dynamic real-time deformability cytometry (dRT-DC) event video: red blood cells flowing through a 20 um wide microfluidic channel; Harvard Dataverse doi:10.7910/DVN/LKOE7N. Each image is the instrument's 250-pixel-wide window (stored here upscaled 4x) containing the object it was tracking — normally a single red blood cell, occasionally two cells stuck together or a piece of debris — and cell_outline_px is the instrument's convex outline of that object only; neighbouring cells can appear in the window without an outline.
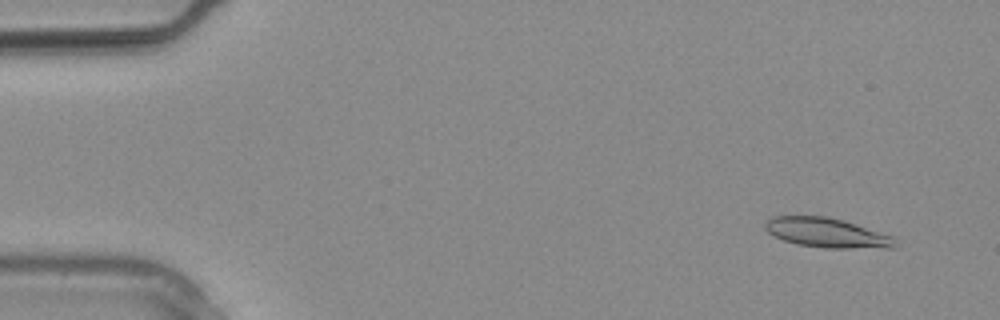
{"species": "common noctule bat (a hibernating species)", "species_latin": "Nyctalus noctula", "temperature_condition": "warm", "stored_images_in_passage": 27, "camera_frame_rate_fps": 3000, "um_per_image_px": 0.085, "animal": {"sex": "male", "body_mass_g": 20.4}, "frame": {"image": 1, "passage_image": 2, "time_ms": 0.333, "image_size_px": [1000, 320], "cell_outline_px": [[896, 248], [824, 248], [796, 244], [784, 240], [768, 232], [764, 228], [764, 224], [768, 220], [776, 216], [828, 216], [844, 220], [892, 236], [896, 240]], "centroid_in_image_um": [70.31, 19.79], "position_along_channel_um": 14.7, "area_um2": 22.37}}
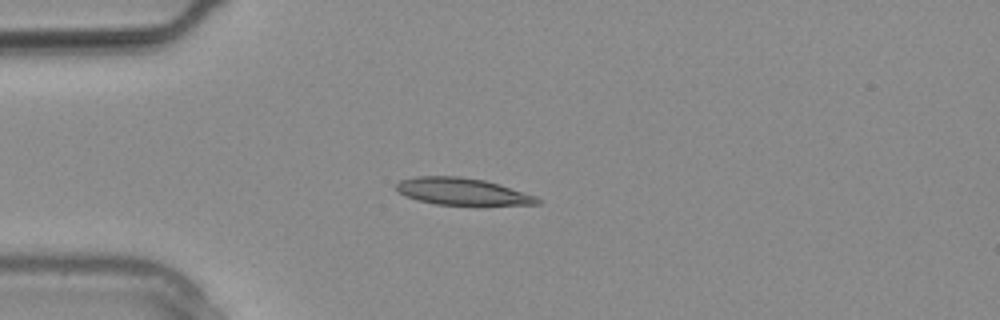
{"frame": {"image": 2, "passage_image": 7, "time_ms": 2.0, "image_size_px": [1000, 320], "cell_outline_px": [[544, 200], [540, 204], [436, 204], [404, 196], [396, 188], [396, 184], [400, 180], [416, 176], [456, 176], [484, 180], [500, 184], [536, 196]], "centroid_in_image_um": [39.3, 16.26], "position_along_channel_um": 45.7, "area_um2": 21.85}}
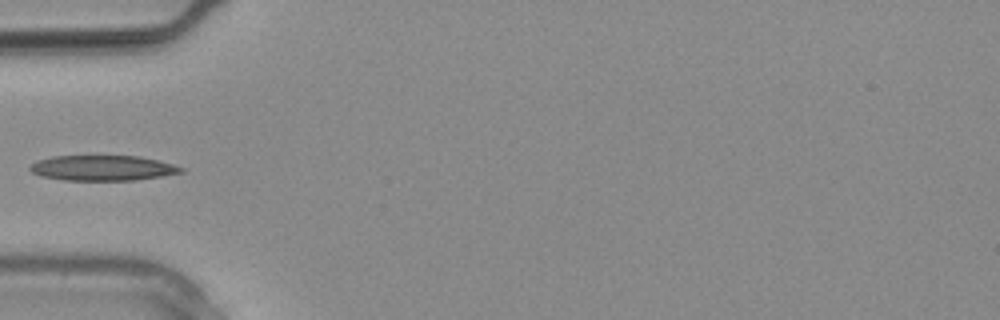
{"frame": {"image": 3, "passage_image": 9, "time_ms": 2.667, "image_size_px": [1000, 320], "cell_outline_px": [[184, 172], [160, 176], [132, 180], [64, 180], [40, 176], [32, 172], [28, 168], [36, 160], [52, 156], [140, 156], [172, 164], [184, 168]], "centroid_in_image_um": [8.68, 14.27], "position_along_channel_um": 76.3, "area_um2": 22.14}}